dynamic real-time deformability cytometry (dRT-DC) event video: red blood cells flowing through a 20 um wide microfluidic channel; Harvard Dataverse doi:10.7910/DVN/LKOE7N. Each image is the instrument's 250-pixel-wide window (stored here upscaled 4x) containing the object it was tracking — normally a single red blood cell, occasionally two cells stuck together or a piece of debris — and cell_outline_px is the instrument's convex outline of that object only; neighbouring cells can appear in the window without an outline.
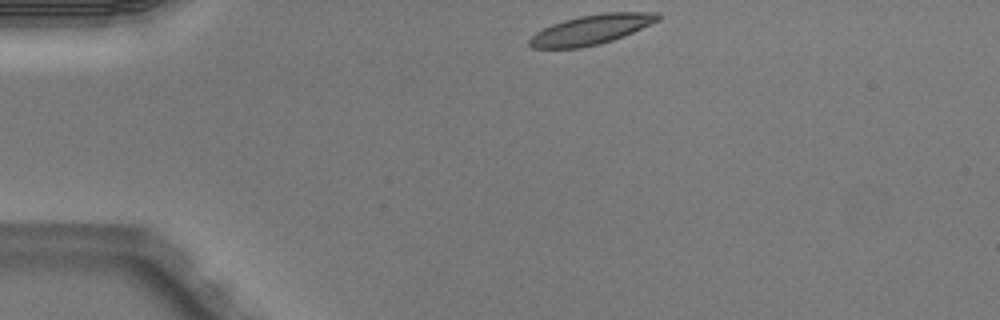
{"species": "Egyptian fruit bat (a non-hibernating species)", "species_latin": "Rousettus aegyptiacus", "temperature_condition": "warm", "stored_images_in_passage": 2, "camera_frame_rate_fps": 3000, "um_per_image_px": 0.085, "animal": {"sex": "male"}, "frame": {"image": 1, "passage_image": 1, "time_ms": 0.0, "image_size_px": [1000, 320], "cell_outline_px": [[660, 20], [624, 36], [600, 44], [580, 48], [532, 48], [528, 44], [528, 40], [536, 32], [552, 24], [564, 20], [580, 16], [604, 12], [660, 12]], "centroid_in_image_um": [50.27, 2.51], "position_along_channel_um": 34.7, "area_um2": 22.25}}